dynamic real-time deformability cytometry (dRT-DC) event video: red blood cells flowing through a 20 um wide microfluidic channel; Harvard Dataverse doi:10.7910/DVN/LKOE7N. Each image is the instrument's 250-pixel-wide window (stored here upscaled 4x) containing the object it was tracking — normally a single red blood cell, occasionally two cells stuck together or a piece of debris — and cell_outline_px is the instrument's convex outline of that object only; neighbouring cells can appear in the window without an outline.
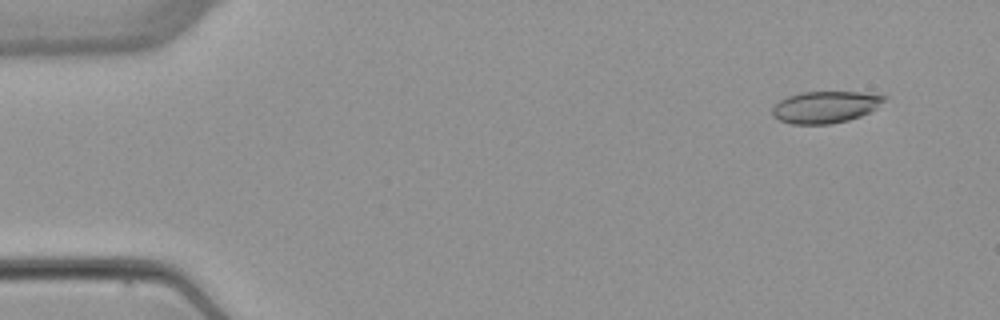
{"species": "common noctule bat (a hibernating species)", "species_latin": "Nyctalus noctula", "temperature_condition": "warm", "stored_images_in_passage": 4, "camera_frame_rate_fps": 3000, "um_per_image_px": 0.085, "animal": {"sex": "female", "body_mass_g": 22.7, "forearm_length_mm": 54.2}, "frame": {"image": 1, "passage_image": 1, "time_ms": 0.0, "image_size_px": [1000, 320], "cell_outline_px": [[888, 96], [876, 108], [860, 116], [848, 120], [832, 124], [792, 124], [780, 120], [772, 116], [772, 108], [780, 100], [788, 96], [800, 92], [860, 92]], "centroid_in_image_um": [70.13, 9.1], "position_along_channel_um": 14.9, "area_um2": 20.63}}
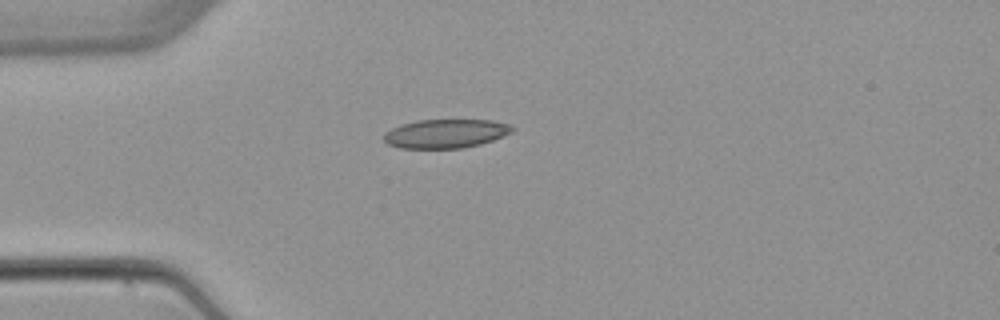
{"frame": {"image": 2, "passage_image": 4, "time_ms": 3.333, "image_size_px": [1000, 320], "cell_outline_px": [[516, 128], [512, 132], [504, 136], [480, 144], [464, 148], [400, 148], [388, 144], [384, 140], [384, 132], [400, 124], [416, 120], [492, 120], [508, 124]], "centroid_in_image_um": [37.88, 11.35], "position_along_channel_um": 47.1, "area_um2": 21.68}}